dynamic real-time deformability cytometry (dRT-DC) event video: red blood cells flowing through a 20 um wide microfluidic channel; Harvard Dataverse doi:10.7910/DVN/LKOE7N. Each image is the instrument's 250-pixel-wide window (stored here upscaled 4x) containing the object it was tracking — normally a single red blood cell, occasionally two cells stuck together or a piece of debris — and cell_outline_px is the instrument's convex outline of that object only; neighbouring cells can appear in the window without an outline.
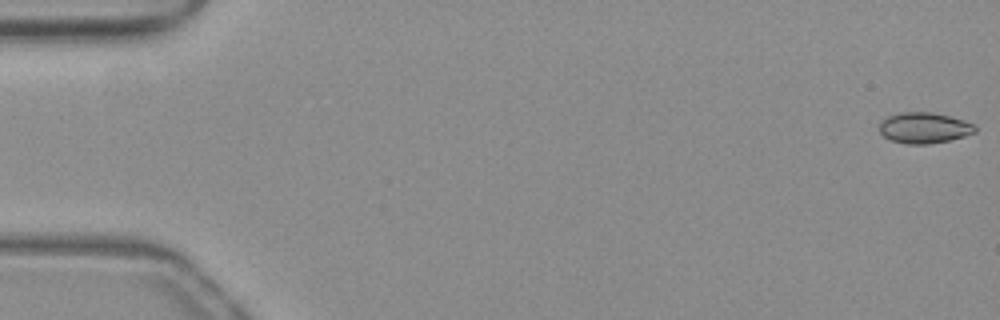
{"species": "common noctule bat (a hibernating species)", "species_latin": "Nyctalus noctula", "temperature_condition": "warm", "stored_images_in_passage": 53, "camera_frame_rate_fps": 3000, "um_per_image_px": 0.085, "animal": {"sex": "female", "body_mass_g": 19.3, "forearm_length_mm": 54.1}, "frame": {"image": 1, "passage_image": 1, "time_ms": 0.0, "image_size_px": [1000, 320], "cell_outline_px": [[976, 132], [964, 136], [948, 140], [928, 144], [908, 144], [892, 140], [884, 136], [880, 132], [880, 120], [888, 116], [900, 112], [932, 112], [964, 120], [976, 124]], "centroid_in_image_um": [78.56, 10.86], "position_along_channel_um": 6.4, "area_um2": 17.17}}
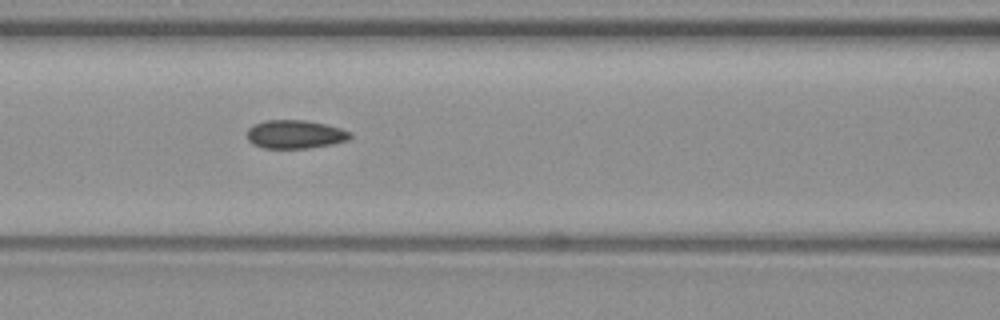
{"frame": {"image": 2, "passage_image": 23, "time_ms": 7.333, "image_size_px": [1000, 320], "cell_outline_px": [[352, 136], [348, 140], [332, 144], [308, 148], [264, 148], [252, 144], [248, 140], [248, 128], [252, 124], [264, 120], [304, 120], [324, 124], [340, 128], [352, 132]], "centroid_in_image_um": [25.07, 11.41], "position_along_channel_um": 141.5, "area_um2": 17.17}}
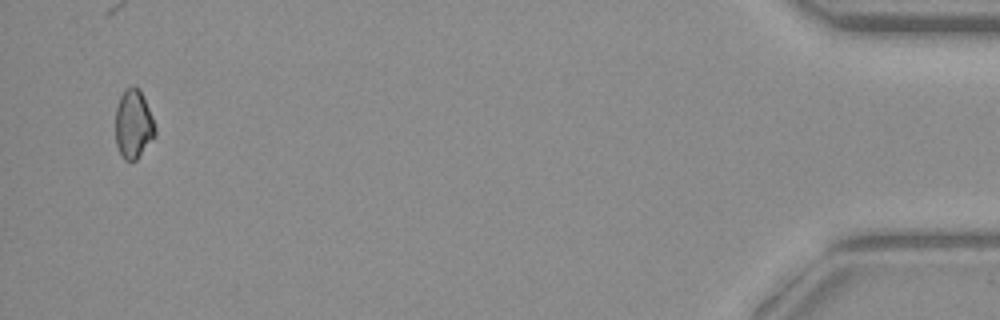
{"frame": {"image": 3, "passage_image": 51, "time_ms": 16.667, "image_size_px": [1000, 320], "cell_outline_px": [[156, 132], [136, 160], [124, 160], [116, 144], [116, 108], [120, 96], [124, 88], [132, 84], [140, 88], [152, 116], [156, 128]], "centroid_in_image_um": [11.33, 10.48], "position_along_channel_um": 423.9, "area_um2": 15.84}, "authors_computed_cell_mechanics": {"area_um2": 16.9354, "velocity_mm_per_s": 3.9707, "shape_relaxation_time_tau1_ms": null, "shape_relaxation_time_tau2_ms": 1.7891, "deformation_change_tau1": null, "deformation_change_tau2": 0.0516}}